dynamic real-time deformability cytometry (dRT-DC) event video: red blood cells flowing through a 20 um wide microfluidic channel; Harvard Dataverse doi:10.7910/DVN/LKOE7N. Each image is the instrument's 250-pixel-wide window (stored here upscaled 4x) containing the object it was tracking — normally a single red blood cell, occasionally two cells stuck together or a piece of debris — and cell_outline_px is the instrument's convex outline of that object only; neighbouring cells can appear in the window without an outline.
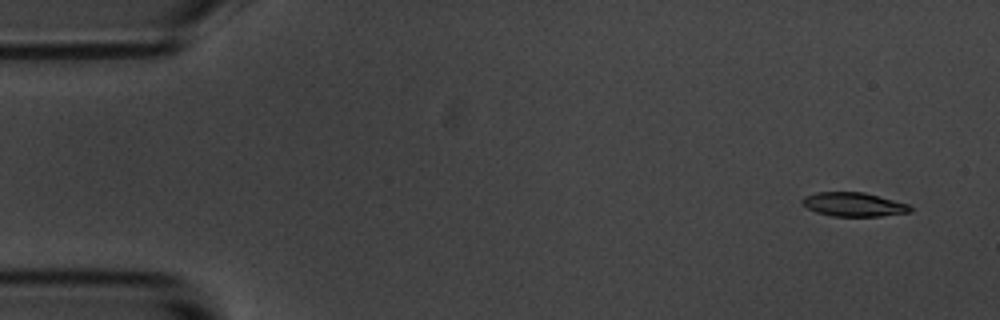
{"species": "common noctule bat (a hibernating species)", "species_latin": "Nyctalus noctula", "temperature_condition": "room temperature", "stored_images_in_passage": 5, "segment_of_instrument_passage": [1, 2], "camera_frame_rate_fps": 3000, "um_per_image_px": 0.085, "animal": {"sex": "male", "body_mass_g": 20.1, "forearm_length_mm": 53.5}, "frame": {"image": 1, "passage_image": 1, "time_ms": 0.0, "image_size_px": [1000, 320], "cell_outline_px": [[912, 212], [880, 216], [832, 216], [816, 212], [808, 208], [800, 200], [804, 196], [816, 192], [864, 192], [908, 204], [912, 208]], "centroid_in_image_um": [72.55, 17.37], "position_along_channel_um": 12.4, "area_um2": 15.03}}